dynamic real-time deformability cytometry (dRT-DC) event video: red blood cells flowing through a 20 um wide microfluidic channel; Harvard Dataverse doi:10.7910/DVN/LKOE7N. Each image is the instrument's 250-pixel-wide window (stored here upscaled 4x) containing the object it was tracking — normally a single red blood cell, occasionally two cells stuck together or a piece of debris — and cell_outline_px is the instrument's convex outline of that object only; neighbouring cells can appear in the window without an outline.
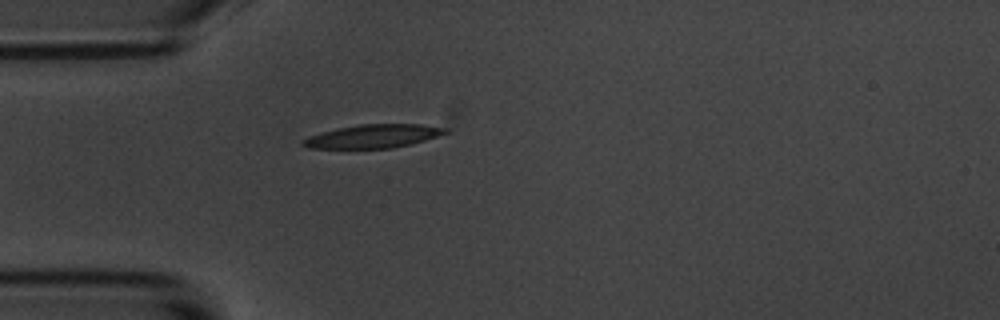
{"species": "common noctule bat (a hibernating species)", "species_latin": "Nyctalus noctula", "temperature_condition": "room temperature", "stored_images_in_passage": 1, "camera_frame_rate_fps": 3000, "um_per_image_px": 0.085, "animal": {"sex": "male", "body_mass_g": 20.1, "forearm_length_mm": 53.5}, "frame": {"image": 1, "passage_image": 1, "time_ms": 0.0, "image_size_px": [1000, 320], "cell_outline_px": [[448, 132], [424, 140], [392, 148], [308, 148], [300, 144], [300, 140], [308, 136], [336, 128], [360, 124], [420, 124], [448, 128]], "centroid_in_image_um": [31.65, 11.57], "position_along_channel_um": 53.3, "area_um2": 19.36}}